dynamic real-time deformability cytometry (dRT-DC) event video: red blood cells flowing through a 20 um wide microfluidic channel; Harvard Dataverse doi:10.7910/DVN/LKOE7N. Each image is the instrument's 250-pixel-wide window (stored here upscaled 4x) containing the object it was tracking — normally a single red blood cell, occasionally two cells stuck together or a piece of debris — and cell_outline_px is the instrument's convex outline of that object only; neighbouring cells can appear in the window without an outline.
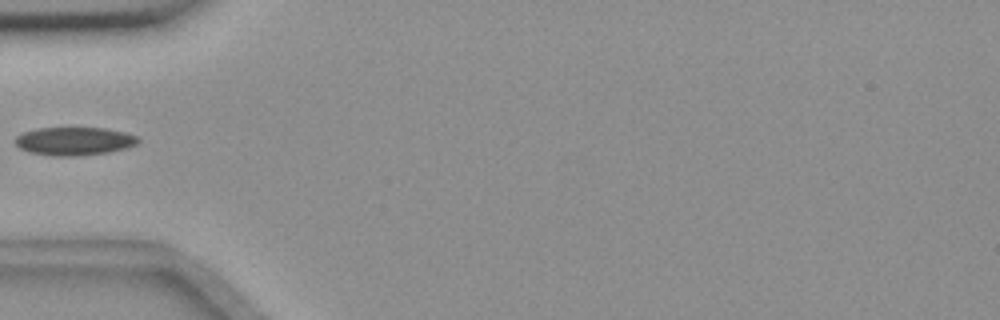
{"species": "common noctule bat (a hibernating species)", "species_latin": "Nyctalus noctula", "temperature_condition": "room temperature", "stored_images_in_passage": 5, "camera_frame_rate_fps": 3000, "um_per_image_px": 0.085, "animal": {"sex": "female", "body_mass_g": 18.4}, "frame": {"image": 1, "passage_image": 5, "time_ms": 4.667, "image_size_px": [1000, 320], "cell_outline_px": [[140, 140], [136, 144], [124, 148], [108, 152], [76, 156], [56, 156], [28, 152], [20, 148], [16, 144], [16, 136], [24, 132], [36, 128], [108, 128], [124, 132], [136, 136]], "centroid_in_image_um": [6.3, 11.99], "position_along_channel_um": 78.7, "area_um2": 20.06}}